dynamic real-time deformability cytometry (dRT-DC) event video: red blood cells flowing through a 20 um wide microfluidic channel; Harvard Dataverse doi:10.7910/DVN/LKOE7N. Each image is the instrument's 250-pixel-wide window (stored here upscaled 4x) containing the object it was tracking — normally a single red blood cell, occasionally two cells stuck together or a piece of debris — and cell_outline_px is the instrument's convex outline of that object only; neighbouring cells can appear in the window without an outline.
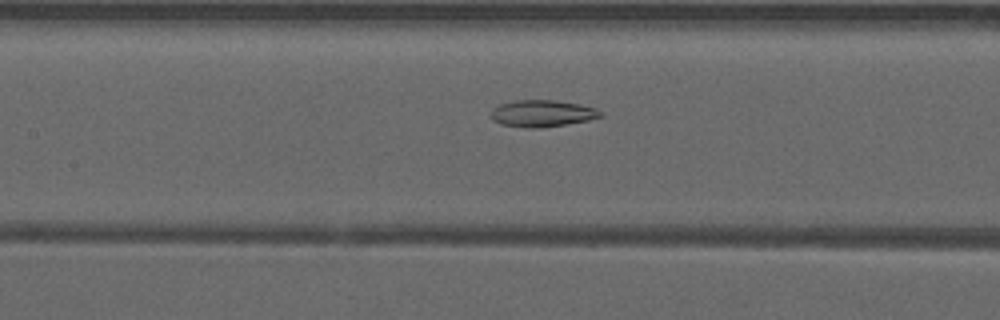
{"species": "common noctule bat (a hibernating species)", "species_latin": "Nyctalus noctula", "temperature_condition": "warm", "stored_images_in_passage": 42, "camera_frame_rate_fps": 3000, "um_per_image_px": 0.085, "animal": {"sex": "male", "forearm_length_mm": 52.5}, "frame": {"image": 1, "passage_image": 15, "time_ms": 4.667, "image_size_px": [1000, 320], "cell_outline_px": [[604, 116], [588, 120], [540, 128], [528, 128], [500, 124], [492, 120], [492, 108], [500, 104], [516, 100], [552, 100], [580, 104], [596, 108], [604, 112]], "centroid_in_image_um": [46.11, 9.64], "position_along_channel_um": 161.3, "area_um2": 17.11}}
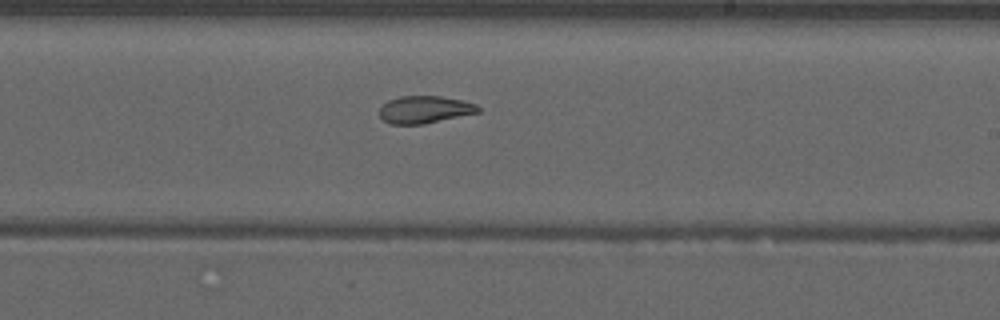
{"frame": {"image": 2, "passage_image": 22, "time_ms": 7.0, "image_size_px": [1000, 320], "cell_outline_px": [[480, 112], [424, 124], [388, 124], [380, 116], [380, 108], [388, 100], [400, 96], [440, 96], [464, 100], [476, 104], [480, 108]], "centroid_in_image_um": [36.11, 9.31], "position_along_channel_um": 252.9, "area_um2": 15.78}}
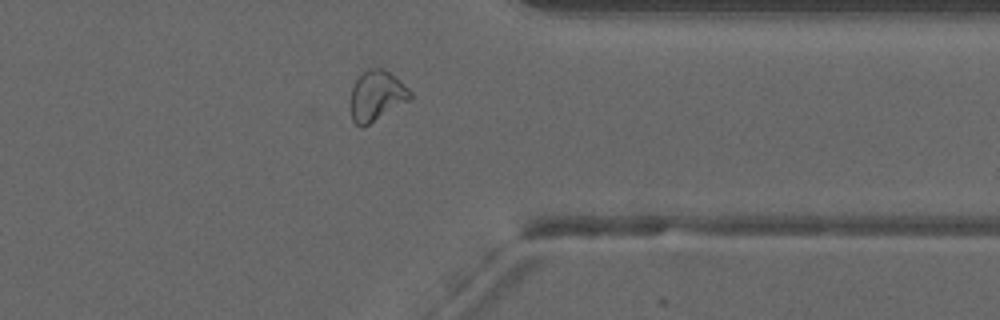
{"frame": {"image": 3, "passage_image": 32, "time_ms": 10.333, "image_size_px": [1000, 320], "cell_outline_px": [[412, 96], [408, 100], [364, 128], [360, 128], [352, 120], [348, 104], [352, 88], [356, 80], [368, 68], [384, 68], [400, 80], [412, 92]], "centroid_in_image_um": [31.96, 8.16], "position_along_channel_um": 379.4, "area_um2": 17.69}, "authors_computed_cell_mechanics": {"area_um2": 18.0625, "velocity_mm_per_s": 3.9431, "shape_relaxation_time_tau1_ms": null, "shape_relaxation_time_tau2_ms": 2.3496, "deformation_change_tau1": null, "deformation_change_tau2": 0.076}}